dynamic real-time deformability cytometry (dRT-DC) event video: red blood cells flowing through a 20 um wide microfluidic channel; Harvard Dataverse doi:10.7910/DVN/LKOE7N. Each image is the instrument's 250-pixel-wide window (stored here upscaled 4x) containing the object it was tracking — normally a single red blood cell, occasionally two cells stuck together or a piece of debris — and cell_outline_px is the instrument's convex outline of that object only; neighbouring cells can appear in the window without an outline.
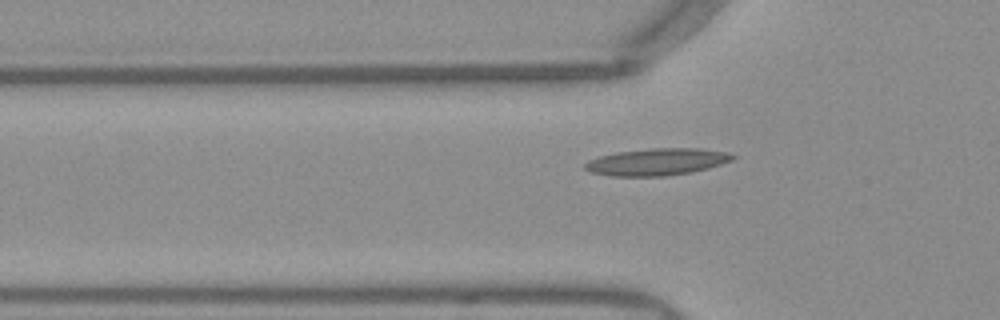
{"species": "Egyptian fruit bat (a non-hibernating species)", "species_latin": "Rousettus aegyptiacus", "temperature_condition": "warm", "stored_images_in_passage": 39, "camera_frame_rate_fps": 3000, "um_per_image_px": 0.085, "frame": {"image": 1, "passage_image": 7, "time_ms": 2.0, "image_size_px": [1000, 320], "cell_outline_px": [[736, 156], [732, 160], [708, 168], [692, 172], [664, 176], [608, 176], [592, 172], [584, 168], [584, 164], [588, 160], [600, 156], [616, 152], [652, 148], [700, 148], [728, 152]], "centroid_in_image_um": [55.84, 13.75], "position_along_channel_um": 70.0, "area_um2": 23.24}}
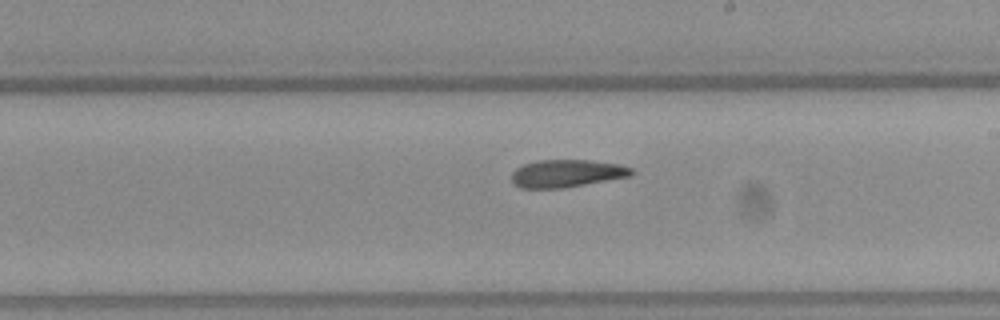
{"frame": {"image": 2, "passage_image": 20, "time_ms": 6.333, "image_size_px": [1000, 320], "cell_outline_px": [[636, 172], [632, 176], [564, 188], [520, 188], [512, 180], [512, 172], [516, 168], [524, 164], [536, 160], [588, 160], [620, 164], [632, 168]], "centroid_in_image_um": [48.21, 14.74], "position_along_channel_um": 240.8, "area_um2": 19.42}}
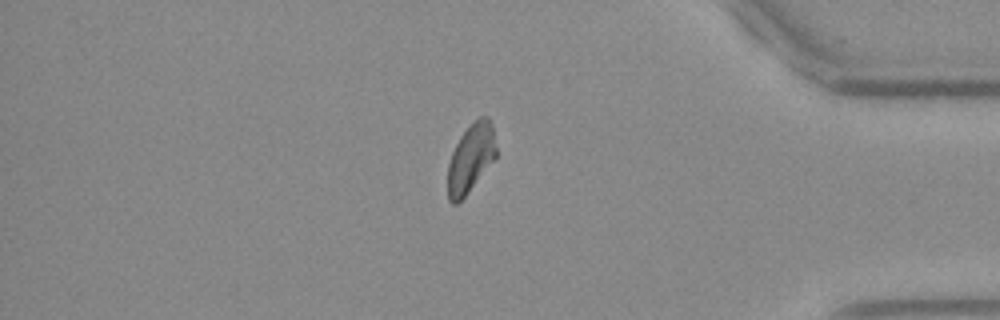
{"frame": {"image": 3, "passage_image": 34, "time_ms": 11.0, "image_size_px": [1000, 320], "cell_outline_px": [[496, 156], [468, 192], [456, 204], [452, 204], [448, 200], [448, 164], [452, 152], [460, 136], [480, 116], [488, 116], [492, 124], [496, 148]], "centroid_in_image_um": [40.0, 13.44], "position_along_channel_um": 395.2, "area_um2": 18.9}, "authors_computed_cell_mechanics": {"area_um2": 20.0566, "velocity_mm_per_s": 3.9316, "shape_relaxation_time_tau1_ms": null, "shape_relaxation_time_tau2_ms": 2.8172, "deformation_change_tau1": null, "deformation_change_tau2": 0.1009}}